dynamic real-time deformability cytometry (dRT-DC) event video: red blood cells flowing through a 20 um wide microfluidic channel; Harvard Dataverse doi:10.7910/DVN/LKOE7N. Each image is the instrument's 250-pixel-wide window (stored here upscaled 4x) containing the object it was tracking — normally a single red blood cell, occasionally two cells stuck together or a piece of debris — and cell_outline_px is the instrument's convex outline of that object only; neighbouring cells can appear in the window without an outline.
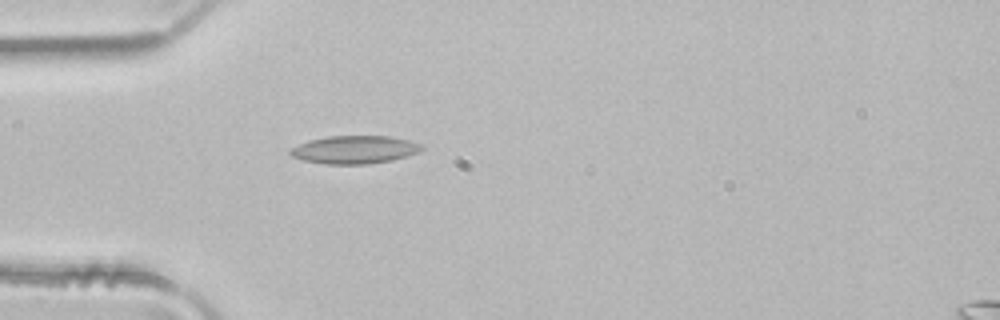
{"species": "common noctule bat (a hibernating species)", "species_latin": "Nyctalus noctula", "temperature_condition": "room temperature", "stored_images_in_passage": 4, "camera_frame_rate_fps": 3000, "um_per_image_px": 0.085, "animal": {"sex": "male", "body_mass_g": 21.5, "forearm_length_mm": 52.0}, "frame": {"image": 1, "passage_image": 4, "time_ms": 1.0, "image_size_px": [1000, 320], "cell_outline_px": [[424, 148], [416, 152], [392, 160], [368, 164], [324, 164], [304, 160], [292, 156], [288, 152], [292, 148], [308, 140], [328, 136], [392, 136], [424, 144]], "centroid_in_image_um": [30.14, 12.71], "position_along_channel_um": 54.9, "area_um2": 21.33}}